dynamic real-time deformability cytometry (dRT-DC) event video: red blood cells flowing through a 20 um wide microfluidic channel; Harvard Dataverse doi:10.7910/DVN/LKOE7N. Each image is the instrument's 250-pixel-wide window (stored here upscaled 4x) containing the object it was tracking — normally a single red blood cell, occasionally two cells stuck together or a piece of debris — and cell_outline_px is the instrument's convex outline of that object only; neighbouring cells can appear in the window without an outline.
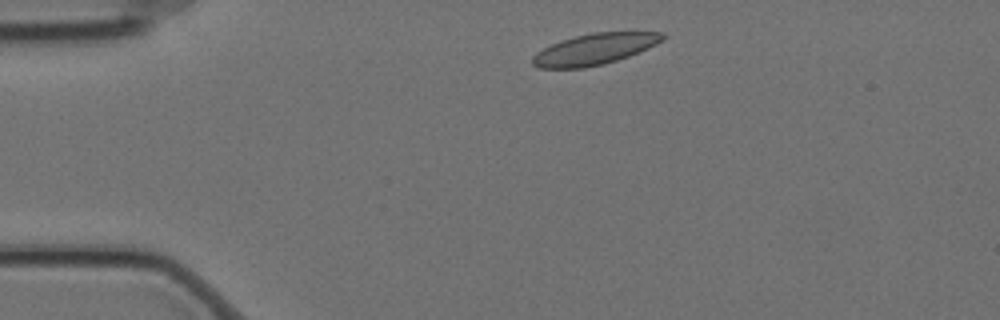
{"species": "Egyptian fruit bat (a non-hibernating species)", "species_latin": "Rousettus aegyptiacus", "temperature_condition": "cold", "stored_images_in_passage": 2, "camera_frame_rate_fps": 3000, "um_per_image_px": 0.085, "animal": {"sex": "female"}, "frame": {"image": 1, "passage_image": 1, "time_ms": 0.0, "image_size_px": [1000, 320], "cell_outline_px": [[668, 36], [664, 40], [648, 48], [628, 56], [604, 64], [584, 68], [540, 68], [532, 64], [532, 56], [536, 52], [560, 40], [592, 32], [664, 32]], "centroid_in_image_um": [50.55, 4.17], "position_along_channel_um": 34.4, "area_um2": 23.58}}